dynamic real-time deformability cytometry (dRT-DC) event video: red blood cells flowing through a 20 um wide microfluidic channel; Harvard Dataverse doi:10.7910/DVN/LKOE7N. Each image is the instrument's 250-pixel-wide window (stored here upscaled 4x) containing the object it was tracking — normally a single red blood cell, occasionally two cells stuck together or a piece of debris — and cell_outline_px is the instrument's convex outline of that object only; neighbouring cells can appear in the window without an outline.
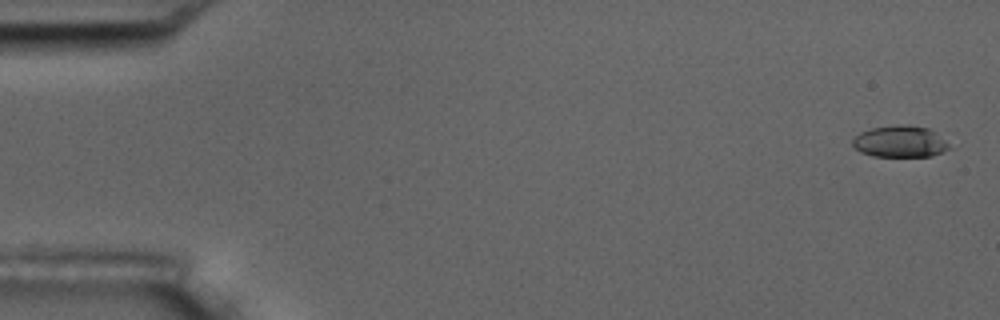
{"species": "common noctule bat (a hibernating species)", "species_latin": "Nyctalus noctula", "temperature_condition": "room temperature", "stored_images_in_passage": 17, "camera_frame_rate_fps": 3000, "um_per_image_px": 0.085, "animal": {"sex": "male", "body_mass_g": 17.5, "forearm_length_mm": 52.3}, "frame": {"image": 1, "passage_image": 1, "time_ms": 0.0, "image_size_px": [1000, 320], "cell_outline_px": [[952, 148], [932, 156], [872, 156], [860, 152], [852, 144], [852, 140], [860, 132], [872, 128], [900, 124], [908, 124], [928, 128], [944, 140]], "centroid_in_image_um": [76.49, 12.03], "position_along_channel_um": 8.5, "area_um2": 17.69}}
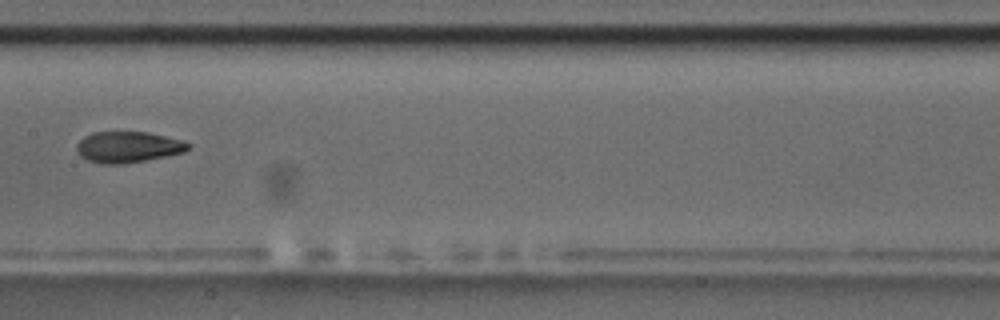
{"frame": {"image": 2, "passage_image": 9, "time_ms": 9.333, "image_size_px": [1000, 320], "cell_outline_px": [[192, 148], [184, 152], [124, 164], [100, 164], [88, 160], [80, 156], [76, 152], [76, 144], [84, 136], [92, 132], [148, 132], [184, 140], [192, 144]], "centroid_in_image_um": [10.89, 12.49], "position_along_channel_um": 196.5, "area_um2": 20.4}}
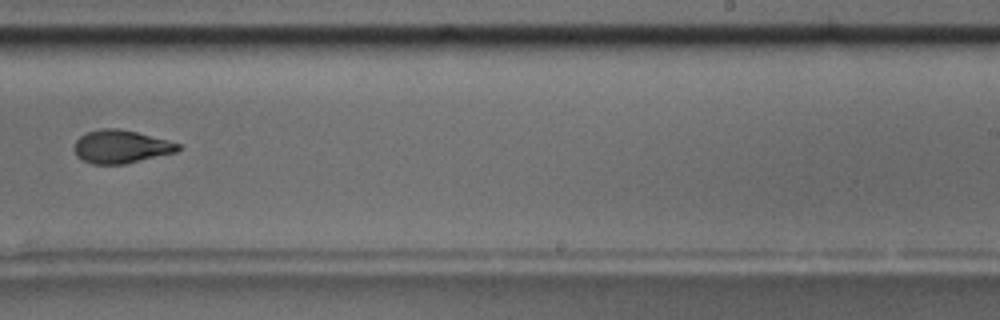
{"frame": {"image": 3, "passage_image": 11, "time_ms": 11.667, "image_size_px": [1000, 320], "cell_outline_px": [[180, 148], [176, 152], [124, 164], [92, 164], [76, 156], [72, 148], [76, 140], [84, 132], [100, 128], [120, 128], [168, 140], [180, 144]], "centroid_in_image_um": [10.23, 12.45], "position_along_channel_um": 278.8, "area_um2": 20.17}, "authors_computed_cell_mechanics": {"area_um2": 20.1722, "velocity_mm_per_s": 3.531, "shape_relaxation_time_tau1_ms": 5.0892, "shape_relaxation_time_tau2_ms": 1.7367, "deformation_change_tau1": 0.1422, "deformation_change_tau2": 0.073}}